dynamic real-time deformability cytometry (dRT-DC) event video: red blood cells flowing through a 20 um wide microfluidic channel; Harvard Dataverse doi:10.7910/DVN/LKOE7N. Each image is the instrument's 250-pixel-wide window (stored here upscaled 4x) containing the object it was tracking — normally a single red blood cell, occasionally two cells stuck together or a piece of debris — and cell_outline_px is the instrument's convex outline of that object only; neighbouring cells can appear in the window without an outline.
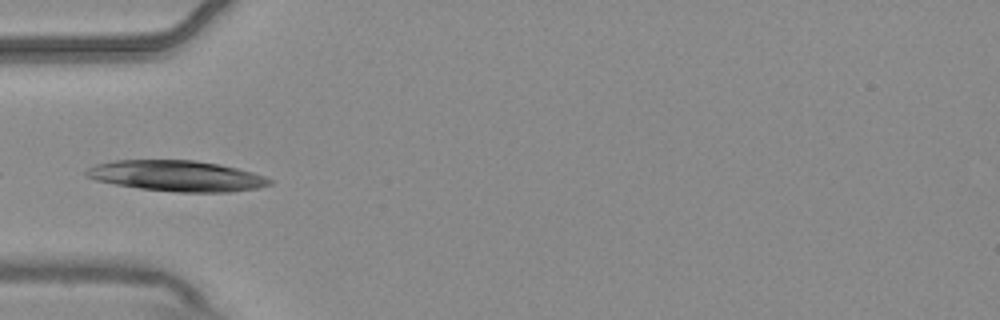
{"species": "common noctule bat (a hibernating species)", "species_latin": "Nyctalus noctula", "temperature_condition": "warm", "stored_images_in_passage": 7, "camera_frame_rate_fps": 3000, "um_per_image_px": 0.085, "animal": {"sex": "male", "body_mass_g": 20.4}, "frame": {"image": 1, "passage_image": 5, "time_ms": 1.333, "image_size_px": [1000, 320], "cell_outline_px": [[272, 184], [256, 188], [232, 192], [176, 192], [140, 188], [116, 184], [96, 180], [88, 176], [84, 172], [88, 168], [96, 164], [116, 160], [196, 160], [220, 164], [252, 172], [264, 176], [272, 180]], "centroid_in_image_um": [15.05, 14.95], "position_along_channel_um": 70.0, "area_um2": 32.71}}
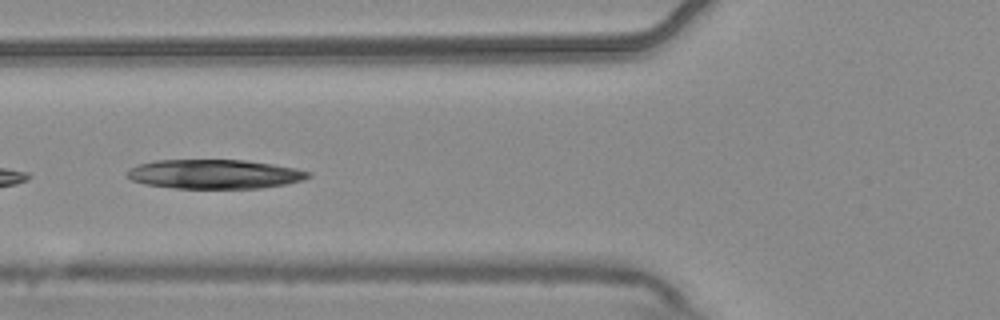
{"frame": {"image": 2, "passage_image": 6, "time_ms": 1.667, "image_size_px": [1000, 320], "cell_outline_px": [[312, 176], [304, 180], [288, 184], [260, 188], [176, 188], [144, 184], [132, 180], [128, 176], [128, 168], [140, 164], [156, 160], [244, 160], [272, 164], [296, 168], [312, 172]], "centroid_in_image_um": [18.29, 14.8], "position_along_channel_um": 107.5, "area_um2": 30.92}}
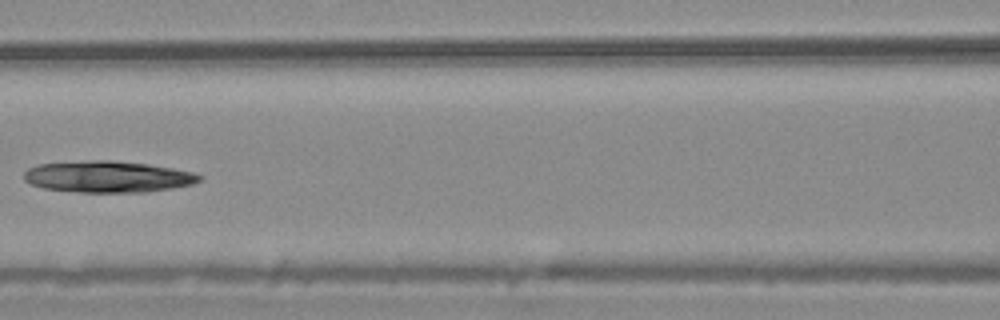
{"frame": {"image": 3, "passage_image": 7, "time_ms": 2.0, "image_size_px": [1000, 320], "cell_outline_px": [[204, 176], [200, 180], [192, 184], [172, 188], [144, 192], [80, 192], [44, 188], [32, 184], [24, 180], [24, 172], [28, 168], [40, 164], [92, 160], [112, 160], [148, 164], [172, 168], [192, 172]], "centroid_in_image_um": [9.17, 15.02], "position_along_channel_um": 157.4, "area_um2": 31.96}}